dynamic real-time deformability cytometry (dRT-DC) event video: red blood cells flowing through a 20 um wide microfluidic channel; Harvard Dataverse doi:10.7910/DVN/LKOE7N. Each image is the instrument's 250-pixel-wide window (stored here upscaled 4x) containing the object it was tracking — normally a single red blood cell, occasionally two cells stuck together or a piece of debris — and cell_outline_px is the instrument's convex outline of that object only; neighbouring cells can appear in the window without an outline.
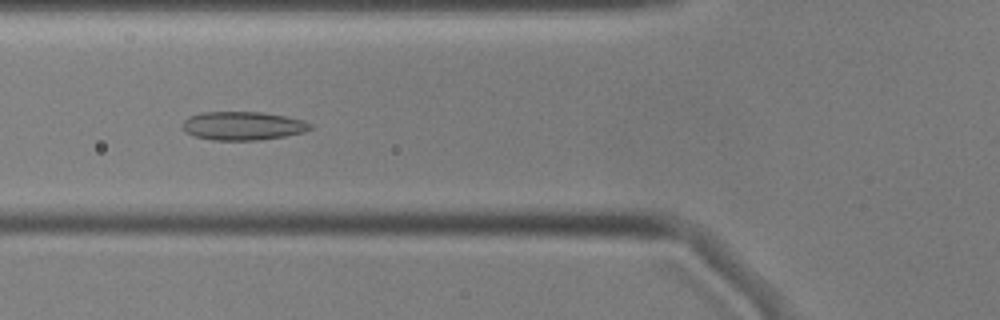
{"species": "common noctule bat (a hibernating species)", "species_latin": "Nyctalus noctula", "temperature_condition": "cold", "stored_images_in_passage": 55, "camera_frame_rate_fps": 3000, "um_per_image_px": 0.085, "animal": {"sex": "male", "body_mass_g": 17.9, "forearm_length_mm": 54.2}, "frame": {"image": 1, "passage_image": 20, "time_ms": 6.333, "image_size_px": [1000, 320], "cell_outline_px": [[312, 128], [304, 132], [284, 136], [260, 140], [212, 140], [192, 136], [184, 132], [180, 124], [188, 116], [200, 112], [264, 112], [288, 116], [304, 120], [312, 124]], "centroid_in_image_um": [20.61, 10.69], "position_along_channel_um": 105.2, "area_um2": 21.68}}
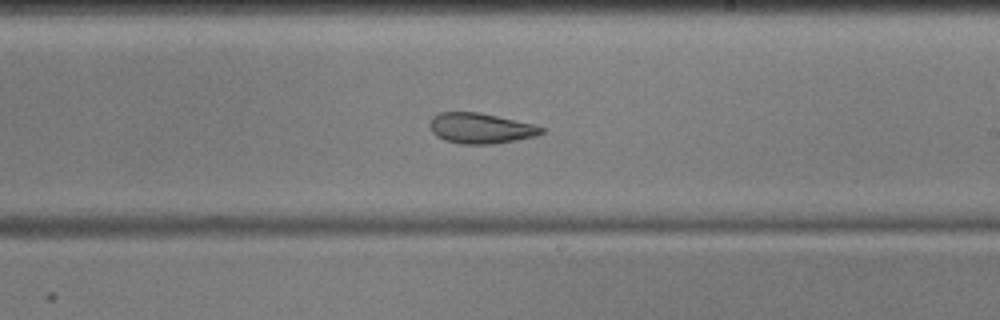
{"frame": {"image": 2, "passage_image": 32, "time_ms": 10.333, "image_size_px": [1000, 320], "cell_outline_px": [[544, 132], [536, 136], [492, 144], [460, 144], [444, 140], [436, 136], [432, 132], [428, 124], [432, 116], [440, 112], [476, 112], [536, 124], [544, 128]], "centroid_in_image_um": [40.82, 10.9], "position_along_channel_um": 248.2, "area_um2": 19.88}}
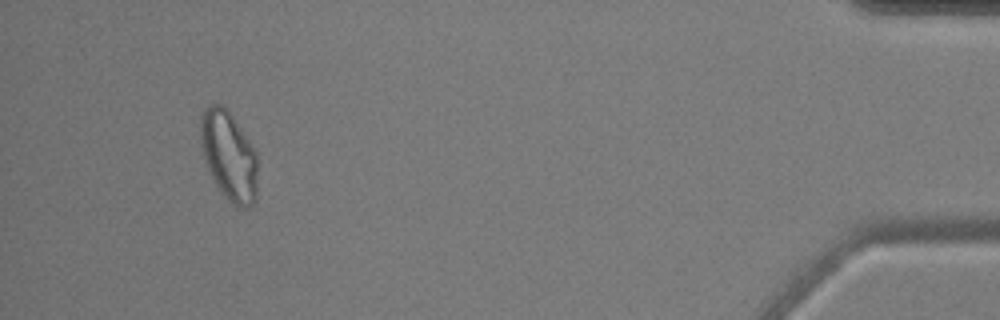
{"frame": {"image": 3, "passage_image": 52, "time_ms": 17.0, "image_size_px": [1000, 320], "cell_outline_px": [[256, 196], [252, 204], [248, 208], [240, 208], [232, 204], [220, 192], [204, 160], [200, 144], [200, 112], [208, 104], [220, 104], [232, 116], [256, 152]], "centroid_in_image_um": [19.41, 13.24], "position_along_channel_um": 415.8, "area_um2": 29.54}, "authors_computed_cell_mechanics": {"area_um2": 23.12, "velocity_mm_per_s": 3.5696, "shape_relaxation_time_tau1_ms": null, "shape_relaxation_time_tau2_ms": 4.1508, "deformation_change_tau1": null, "deformation_change_tau2": 0.1021}}